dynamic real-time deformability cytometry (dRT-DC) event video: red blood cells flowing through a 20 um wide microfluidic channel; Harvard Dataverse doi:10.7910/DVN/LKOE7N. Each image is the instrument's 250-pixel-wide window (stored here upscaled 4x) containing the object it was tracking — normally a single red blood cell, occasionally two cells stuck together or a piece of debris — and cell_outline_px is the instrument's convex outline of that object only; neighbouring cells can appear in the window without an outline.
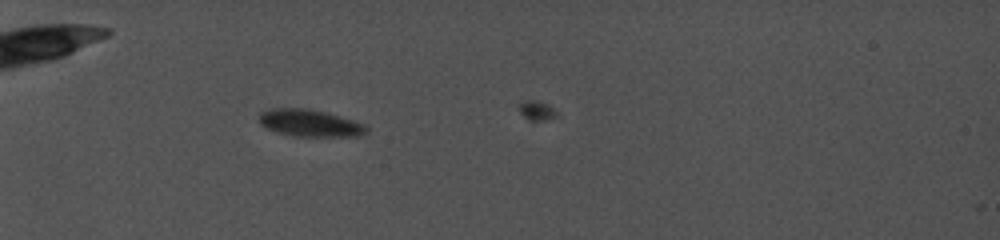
{"species": "common noctule bat (a hibernating species)", "species_latin": "Nyctalus noctula", "temperature_condition": "cold", "stored_images_in_passage": 14, "camera_frame_rate_fps": 5000, "um_per_image_px": 0.085, "animal": {"sex": "female", "body_mass_g": 19.0, "forearm_length_mm": 56.7}, "frame": {"image": 1, "passage_image": 12, "time_ms": 7.8, "image_size_px": [1000, 240], "cell_outline_px": [[368, 132], [360, 136], [296, 136], [276, 132], [260, 124], [260, 112], [272, 108], [308, 108], [324, 112], [352, 120], [364, 124], [368, 128]], "centroid_in_image_um": [26.34, 10.46], "position_along_channel_um": 58.7, "area_um2": 16.76}}